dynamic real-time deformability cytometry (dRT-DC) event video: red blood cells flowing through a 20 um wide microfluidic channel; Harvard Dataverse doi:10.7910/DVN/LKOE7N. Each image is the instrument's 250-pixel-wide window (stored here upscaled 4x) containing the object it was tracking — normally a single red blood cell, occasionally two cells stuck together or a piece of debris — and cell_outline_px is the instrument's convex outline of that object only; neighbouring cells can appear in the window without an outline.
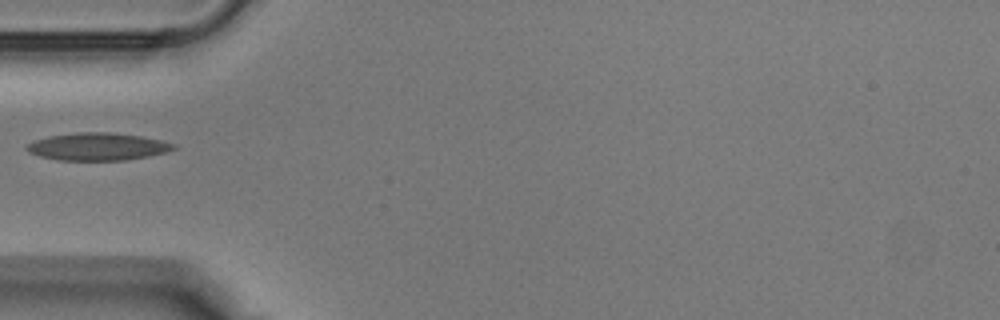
{"species": "Egyptian fruit bat (a non-hibernating species)", "species_latin": "Rousettus aegyptiacus", "temperature_condition": "warm", "stored_images_in_passage": 27, "camera_frame_rate_fps": 3000, "um_per_image_px": 0.085, "animal": {"sex": "male"}, "frame": {"image": 1, "passage_image": 1, "time_ms": 0.0, "image_size_px": [1000, 320], "cell_outline_px": [[176, 148], [164, 152], [148, 156], [124, 160], [56, 160], [40, 156], [28, 152], [24, 148], [28, 144], [36, 140], [48, 136], [80, 132], [108, 132], [140, 136], [160, 140], [176, 144]], "centroid_in_image_um": [8.27, 12.46], "position_along_channel_um": 76.7, "area_um2": 23.35}}
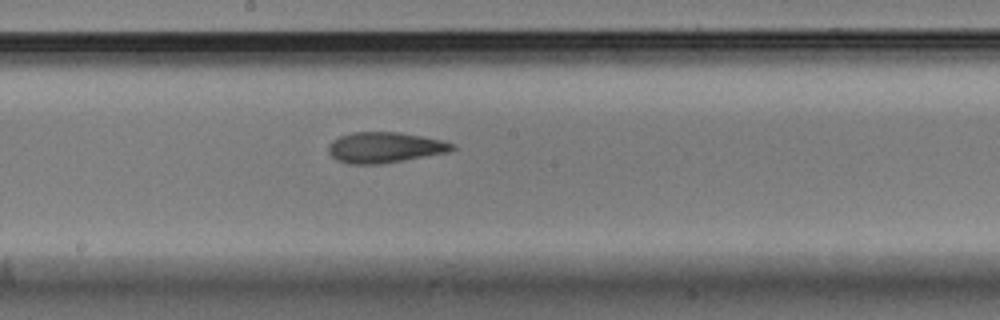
{"frame": {"image": 2, "passage_image": 9, "time_ms": 2.667, "image_size_px": [1000, 320], "cell_outline_px": [[456, 148], [448, 152], [404, 160], [380, 164], [348, 164], [336, 160], [328, 152], [328, 144], [332, 140], [340, 136], [352, 132], [400, 132], [440, 140], [456, 144]], "centroid_in_image_um": [32.67, 12.54], "position_along_channel_um": 215.5, "area_um2": 22.14}}
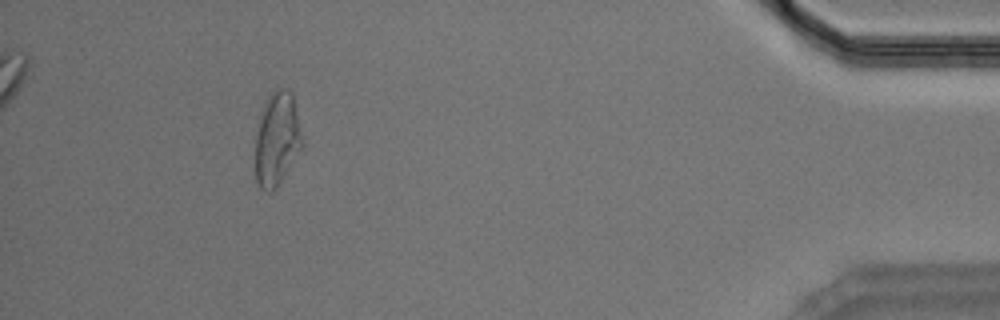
{"frame": {"image": 3, "passage_image": 24, "time_ms": 7.667, "image_size_px": [1000, 320], "cell_outline_px": [[304, 144], [276, 188], [272, 192], [268, 192], [260, 188], [256, 180], [256, 132], [264, 104], [268, 96], [276, 88], [284, 88], [292, 92], [304, 140]], "centroid_in_image_um": [23.56, 11.8], "position_along_channel_um": 411.6, "area_um2": 25.55}}